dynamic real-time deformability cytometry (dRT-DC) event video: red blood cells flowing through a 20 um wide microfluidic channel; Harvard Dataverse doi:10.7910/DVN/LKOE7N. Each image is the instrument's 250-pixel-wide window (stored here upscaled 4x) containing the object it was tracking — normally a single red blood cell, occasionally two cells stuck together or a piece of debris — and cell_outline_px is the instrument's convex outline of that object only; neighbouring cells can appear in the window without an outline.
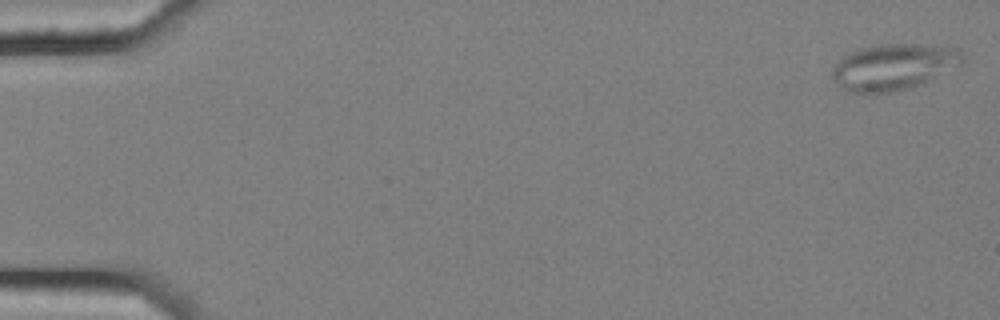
{"species": "common noctule bat (a hibernating species)", "species_latin": "Nyctalus noctula", "temperature_condition": "cold", "stored_images_in_passage": 6, "camera_frame_rate_fps": 3000, "um_per_image_px": 0.085, "animal": {"sex": "female", "body_mass_g": 25.1}, "frame": {"image": 1, "passage_image": 1, "time_ms": 0.0, "image_size_px": [1000, 320], "cell_outline_px": [[964, 64], [908, 88], [892, 92], [844, 92], [840, 88], [832, 76], [832, 68], [844, 56], [860, 48], [884, 44], [920, 44], [960, 48], [964, 60]], "centroid_in_image_um": [75.96, 5.67], "position_along_channel_um": 9.0, "area_um2": 34.74}}